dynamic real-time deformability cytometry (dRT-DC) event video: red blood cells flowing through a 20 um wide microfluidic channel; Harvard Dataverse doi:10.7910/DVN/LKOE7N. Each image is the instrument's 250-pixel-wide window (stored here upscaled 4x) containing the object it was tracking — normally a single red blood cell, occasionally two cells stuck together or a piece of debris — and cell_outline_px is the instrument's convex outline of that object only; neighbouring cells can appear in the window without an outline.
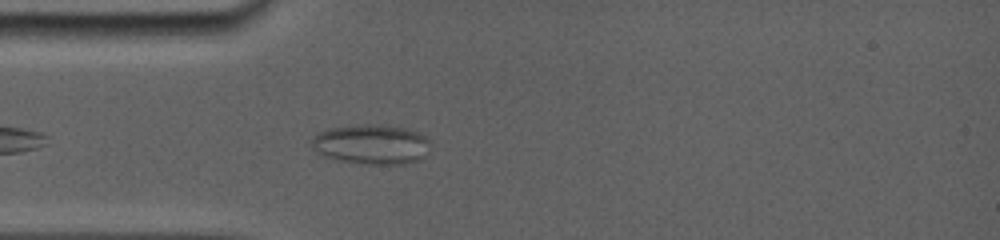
{"species": "common noctule bat (a hibernating species)", "species_latin": "Nyctalus noctula", "temperature_condition": "room temperature", "stored_images_in_passage": 4, "camera_frame_rate_fps": 5000, "um_per_image_px": 0.085, "animal": {"sex": "female", "body_mass_g": 19.0, "forearm_length_mm": 56.7}, "frame": {"image": 1, "passage_image": 2, "time_ms": 1.0, "image_size_px": [1000, 240], "cell_outline_px": [[432, 140], [424, 156], [420, 160], [404, 164], [364, 164], [340, 160], [320, 156], [312, 148], [312, 140], [316, 132], [328, 128], [364, 124], [384, 124], [408, 128], [420, 132]], "centroid_in_image_um": [31.58, 12.25], "position_along_channel_um": 53.4, "area_um2": 28.15}}
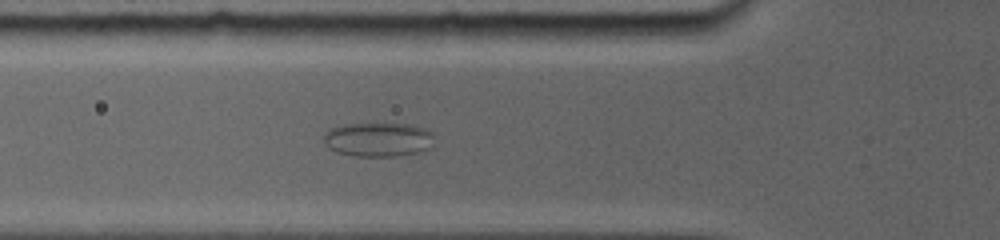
{"frame": {"image": 2, "passage_image": 4, "time_ms": 2.2, "image_size_px": [1000, 240], "cell_outline_px": [[432, 148], [416, 152], [396, 156], [356, 156], [336, 152], [328, 148], [324, 144], [324, 136], [332, 128], [344, 124], [408, 124], [424, 128], [432, 132]], "centroid_in_image_um": [32.14, 11.86], "position_along_channel_um": 93.7, "area_um2": 21.85}}